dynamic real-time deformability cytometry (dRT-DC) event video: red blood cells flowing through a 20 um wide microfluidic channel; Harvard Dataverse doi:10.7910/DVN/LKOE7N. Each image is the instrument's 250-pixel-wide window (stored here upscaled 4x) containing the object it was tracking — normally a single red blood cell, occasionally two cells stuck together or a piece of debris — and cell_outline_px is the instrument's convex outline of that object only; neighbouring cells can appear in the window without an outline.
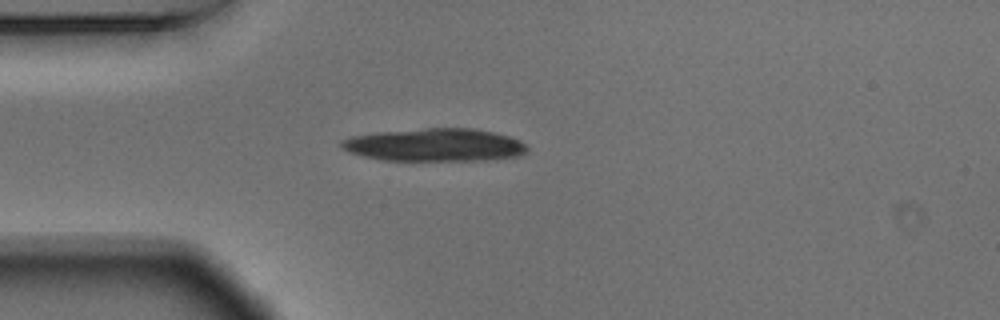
{"species": "Egyptian fruit bat (a non-hibernating species)", "species_latin": "Rousettus aegyptiacus", "temperature_condition": "warm", "stored_images_in_passage": 41, "camera_frame_rate_fps": 3000, "um_per_image_px": 0.085, "animal": {"sex": "male"}, "frame": {"image": 1, "passage_image": 1, "time_ms": 0.0, "image_size_px": [1000, 320], "cell_outline_px": [[528, 152], [520, 156], [484, 160], [384, 160], [364, 156], [348, 152], [340, 144], [340, 140], [352, 136], [376, 132], [424, 128], [472, 128], [496, 132], [520, 140], [528, 148]], "centroid_in_image_um": [36.98, 12.31], "position_along_channel_um": 48.0, "area_um2": 35.66}}